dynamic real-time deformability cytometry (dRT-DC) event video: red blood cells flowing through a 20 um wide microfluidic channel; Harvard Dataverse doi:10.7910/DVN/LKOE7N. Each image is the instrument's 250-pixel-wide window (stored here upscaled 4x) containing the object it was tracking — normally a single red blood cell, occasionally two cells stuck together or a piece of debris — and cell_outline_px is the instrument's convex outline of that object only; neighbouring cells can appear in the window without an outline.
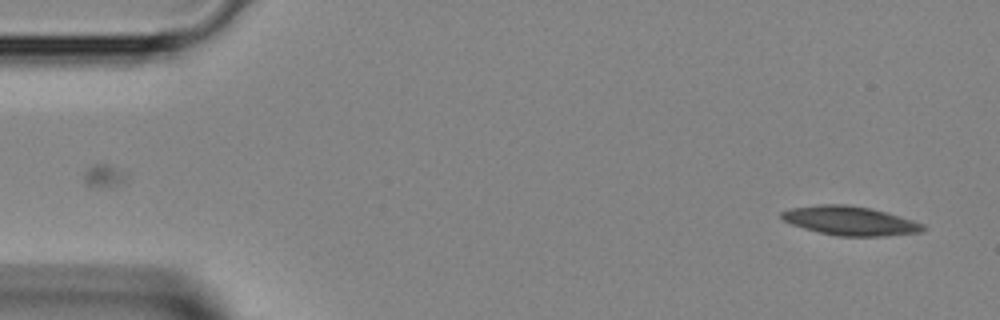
{"species": "Egyptian fruit bat (a non-hibernating species)", "species_latin": "Rousettus aegyptiacus", "temperature_condition": "room temperature", "stored_images_in_passage": 42, "camera_frame_rate_fps": 3000, "um_per_image_px": 0.085, "animal": {"sex": "female"}, "frame": {"image": 1, "passage_image": 1, "time_ms": 0.0, "image_size_px": [1000, 320], "cell_outline_px": [[924, 228], [920, 232], [884, 236], [836, 236], [804, 228], [792, 224], [784, 220], [780, 216], [780, 212], [788, 208], [820, 204], [844, 204], [868, 208], [884, 212], [912, 220], [924, 224]], "centroid_in_image_um": [72.2, 18.76], "position_along_channel_um": 12.8, "area_um2": 23.64}}
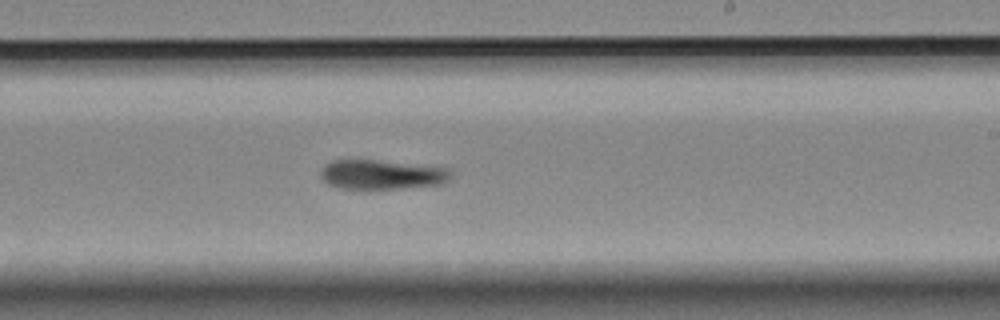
{"frame": {"image": 2, "passage_image": 24, "time_ms": 7.667, "image_size_px": [1000, 320], "cell_outline_px": [[452, 176], [444, 184], [404, 188], [340, 188], [328, 184], [320, 176], [320, 168], [324, 164], [332, 160], [376, 160], [448, 168], [452, 172]], "centroid_in_image_um": [32.44, 14.83], "position_along_channel_um": 256.6, "area_um2": 22.37}}
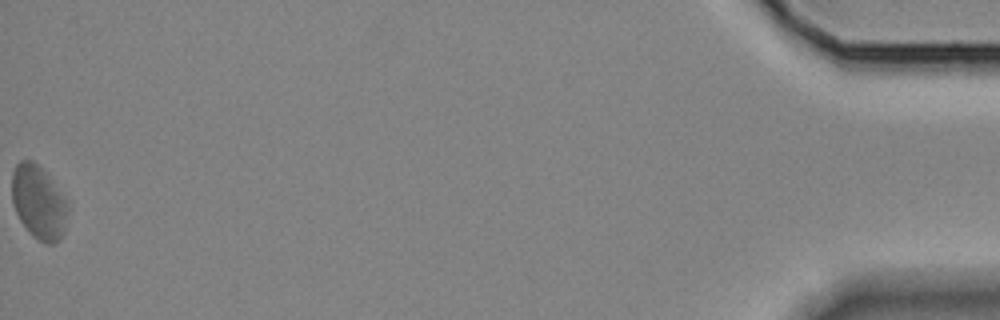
{"frame": {"image": 3, "passage_image": 42, "time_ms": 13.667, "image_size_px": [1000, 320], "cell_outline_px": [[68, 212], [64, 232], [60, 240], [52, 244], [44, 244], [32, 236], [28, 232], [20, 220], [12, 204], [12, 172], [16, 164], [20, 160], [32, 160], [48, 176], [68, 200]], "centroid_in_image_um": [3.29, 17.23], "position_along_channel_um": 431.9, "area_um2": 24.22}}